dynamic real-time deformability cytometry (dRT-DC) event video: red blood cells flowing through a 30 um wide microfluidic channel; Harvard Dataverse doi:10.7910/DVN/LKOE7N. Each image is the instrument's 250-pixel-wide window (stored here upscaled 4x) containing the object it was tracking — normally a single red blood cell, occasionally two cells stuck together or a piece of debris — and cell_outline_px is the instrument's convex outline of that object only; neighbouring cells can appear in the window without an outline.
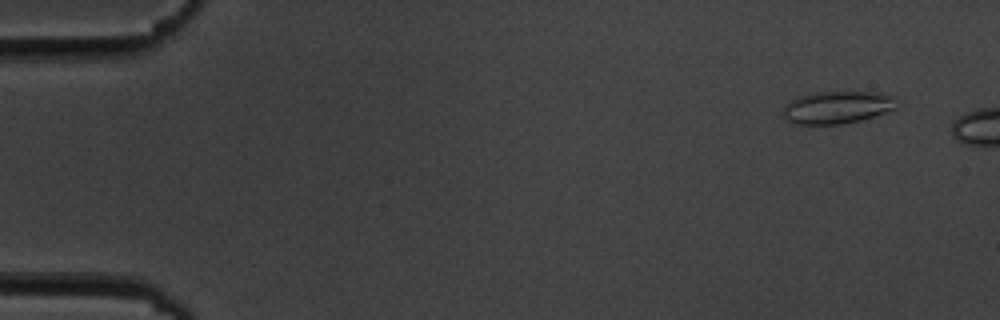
{"species": "common noctule bat (a hibernating species)", "species_latin": "Nyctalus noctula", "temperature_condition": "cold", "stored_images_in_passage": 9, "camera_frame_rate_fps": 3000, "um_per_image_px": 0.085, "animal": {"sex": "male", "body_mass_g": 19.5, "forearm_length_mm": 54.6}, "frame": {"image": 1, "passage_image": 4, "time_ms": 1.0, "image_size_px": [1000, 320], "cell_outline_px": [[900, 108], [860, 120], [844, 124], [792, 124], [784, 116], [784, 104], [788, 100], [796, 96], [816, 92], [876, 92], [896, 96], [900, 104]], "centroid_in_image_um": [71.21, 9.11], "position_along_channel_um": 13.8, "area_um2": 22.02}}